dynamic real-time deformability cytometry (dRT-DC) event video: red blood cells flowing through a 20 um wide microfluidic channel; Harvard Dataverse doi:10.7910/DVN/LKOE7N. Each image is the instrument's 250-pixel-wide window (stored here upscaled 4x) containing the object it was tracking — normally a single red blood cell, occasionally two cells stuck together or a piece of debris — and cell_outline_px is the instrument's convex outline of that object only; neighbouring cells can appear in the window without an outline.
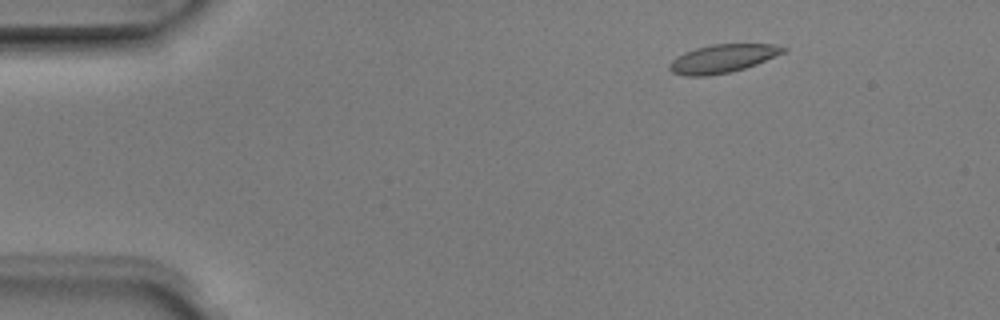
{"species": "Egyptian fruit bat (a non-hibernating species)", "species_latin": "Rousettus aegyptiacus", "temperature_condition": "room temperature", "stored_images_in_passage": 4, "camera_frame_rate_fps": 3000, "um_per_image_px": 0.085, "animal": {"sex": "male"}, "frame": {"image": 1, "passage_image": 2, "time_ms": 0.333, "image_size_px": [1000, 320], "cell_outline_px": [[788, 48], [784, 52], [756, 64], [744, 68], [728, 72], [708, 76], [684, 76], [672, 72], [668, 68], [668, 64], [676, 56], [684, 52], [696, 48], [712, 44], [772, 44]], "centroid_in_image_um": [61.36, 4.98], "position_along_channel_um": 23.6, "area_um2": 18.67}}
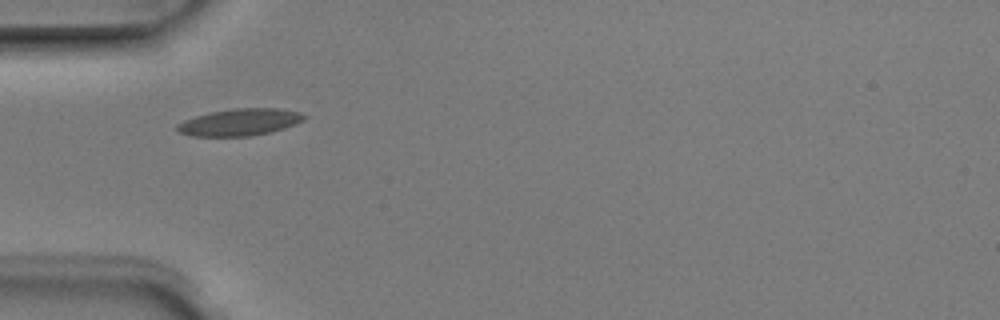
{"frame": {"image": 2, "passage_image": 4, "time_ms": 1.0, "image_size_px": [1000, 320], "cell_outline_px": [[308, 116], [304, 120], [296, 124], [272, 132], [248, 136], [192, 136], [180, 132], [176, 128], [176, 124], [184, 120], [196, 116], [212, 112], [232, 108], [280, 108], [300, 112]], "centroid_in_image_um": [20.42, 10.38], "position_along_channel_um": 64.6, "area_um2": 20.0}}